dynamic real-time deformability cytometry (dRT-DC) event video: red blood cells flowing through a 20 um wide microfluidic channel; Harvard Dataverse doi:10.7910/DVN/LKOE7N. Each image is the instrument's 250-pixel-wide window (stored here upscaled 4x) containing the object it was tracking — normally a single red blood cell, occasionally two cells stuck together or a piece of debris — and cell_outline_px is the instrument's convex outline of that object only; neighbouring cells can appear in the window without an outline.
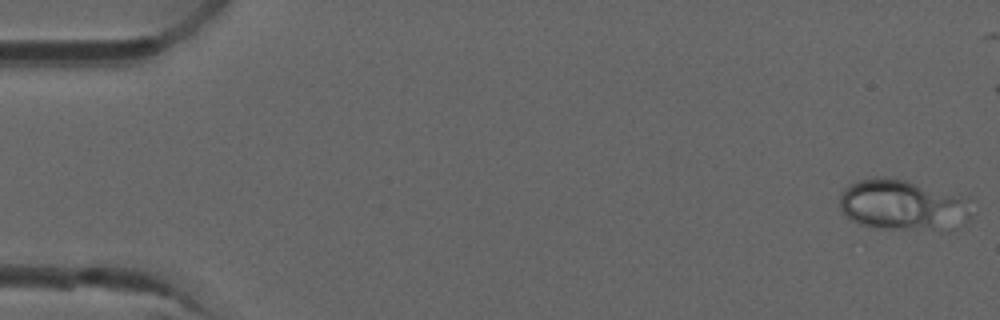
{"species": "common noctule bat (a hibernating species)", "species_latin": "Nyctalus noctula", "temperature_condition": "room temperature", "stored_images_in_passage": 8, "camera_frame_rate_fps": 3000, "um_per_image_px": 0.085, "animal": {"sex": "male", "forearm_length_mm": 52.5}, "frame": {"image": 1, "passage_image": 1, "time_ms": 0.0, "image_size_px": [1000, 320], "cell_outline_px": [[972, 216], [968, 220], [956, 228], [948, 232], [940, 232], [880, 228], [860, 224], [852, 220], [840, 208], [840, 192], [848, 184], [856, 180], [872, 176], [880, 176], [904, 180], [960, 196]], "centroid_in_image_um": [76.69, 17.47], "position_along_channel_um": 8.3, "area_um2": 39.25}}